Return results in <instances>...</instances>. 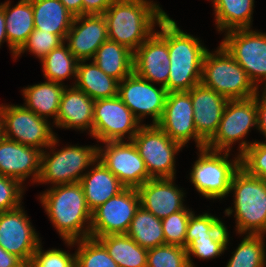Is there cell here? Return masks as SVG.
<instances>
[{
    "mask_svg": "<svg viewBox=\"0 0 266 267\" xmlns=\"http://www.w3.org/2000/svg\"><path fill=\"white\" fill-rule=\"evenodd\" d=\"M167 13L150 0H114L103 14L108 40L135 52Z\"/></svg>",
    "mask_w": 266,
    "mask_h": 267,
    "instance_id": "1",
    "label": "cell"
},
{
    "mask_svg": "<svg viewBox=\"0 0 266 267\" xmlns=\"http://www.w3.org/2000/svg\"><path fill=\"white\" fill-rule=\"evenodd\" d=\"M39 198L64 241L90 237L92 212L87 206L80 182L52 186Z\"/></svg>",
    "mask_w": 266,
    "mask_h": 267,
    "instance_id": "2",
    "label": "cell"
},
{
    "mask_svg": "<svg viewBox=\"0 0 266 267\" xmlns=\"http://www.w3.org/2000/svg\"><path fill=\"white\" fill-rule=\"evenodd\" d=\"M167 46L170 57L168 92L190 91L201 83L203 58L208 50L199 38L185 33L167 15Z\"/></svg>",
    "mask_w": 266,
    "mask_h": 267,
    "instance_id": "3",
    "label": "cell"
},
{
    "mask_svg": "<svg viewBox=\"0 0 266 267\" xmlns=\"http://www.w3.org/2000/svg\"><path fill=\"white\" fill-rule=\"evenodd\" d=\"M234 192V210L225 209V215L234 213L238 234L265 235L266 182L239 168L233 175L230 192Z\"/></svg>",
    "mask_w": 266,
    "mask_h": 267,
    "instance_id": "4",
    "label": "cell"
},
{
    "mask_svg": "<svg viewBox=\"0 0 266 267\" xmlns=\"http://www.w3.org/2000/svg\"><path fill=\"white\" fill-rule=\"evenodd\" d=\"M201 84L228 100L251 98L258 90L248 78L246 71L221 44L215 53L206 51Z\"/></svg>",
    "mask_w": 266,
    "mask_h": 267,
    "instance_id": "5",
    "label": "cell"
},
{
    "mask_svg": "<svg viewBox=\"0 0 266 267\" xmlns=\"http://www.w3.org/2000/svg\"><path fill=\"white\" fill-rule=\"evenodd\" d=\"M57 138L47 147L52 148L50 153L46 149L41 153L37 182L51 183L53 186L80 182L85 174L83 171L97 161L98 146L69 145L56 152L54 147L59 142Z\"/></svg>",
    "mask_w": 266,
    "mask_h": 267,
    "instance_id": "6",
    "label": "cell"
},
{
    "mask_svg": "<svg viewBox=\"0 0 266 267\" xmlns=\"http://www.w3.org/2000/svg\"><path fill=\"white\" fill-rule=\"evenodd\" d=\"M198 159L190 172V181L208 199L224 198L230 193L231 180L240 168V155L228 160L230 152L200 148ZM223 153V154H222Z\"/></svg>",
    "mask_w": 266,
    "mask_h": 267,
    "instance_id": "7",
    "label": "cell"
},
{
    "mask_svg": "<svg viewBox=\"0 0 266 267\" xmlns=\"http://www.w3.org/2000/svg\"><path fill=\"white\" fill-rule=\"evenodd\" d=\"M251 127L257 128L256 95L247 99L228 100L218 130L205 147L230 152L233 143L241 140L238 153L241 155L253 143L242 140Z\"/></svg>",
    "mask_w": 266,
    "mask_h": 267,
    "instance_id": "8",
    "label": "cell"
},
{
    "mask_svg": "<svg viewBox=\"0 0 266 267\" xmlns=\"http://www.w3.org/2000/svg\"><path fill=\"white\" fill-rule=\"evenodd\" d=\"M132 142L152 179L175 178V155L183 147L157 124H141Z\"/></svg>",
    "mask_w": 266,
    "mask_h": 267,
    "instance_id": "9",
    "label": "cell"
},
{
    "mask_svg": "<svg viewBox=\"0 0 266 267\" xmlns=\"http://www.w3.org/2000/svg\"><path fill=\"white\" fill-rule=\"evenodd\" d=\"M221 45L246 71L254 86L264 82L266 89V33L245 29L226 32Z\"/></svg>",
    "mask_w": 266,
    "mask_h": 267,
    "instance_id": "10",
    "label": "cell"
},
{
    "mask_svg": "<svg viewBox=\"0 0 266 267\" xmlns=\"http://www.w3.org/2000/svg\"><path fill=\"white\" fill-rule=\"evenodd\" d=\"M4 137L44 151L54 140L47 119L39 117L24 105H0Z\"/></svg>",
    "mask_w": 266,
    "mask_h": 267,
    "instance_id": "11",
    "label": "cell"
},
{
    "mask_svg": "<svg viewBox=\"0 0 266 267\" xmlns=\"http://www.w3.org/2000/svg\"><path fill=\"white\" fill-rule=\"evenodd\" d=\"M139 207L137 189L125 188L92 211L90 237L126 234Z\"/></svg>",
    "mask_w": 266,
    "mask_h": 267,
    "instance_id": "12",
    "label": "cell"
},
{
    "mask_svg": "<svg viewBox=\"0 0 266 267\" xmlns=\"http://www.w3.org/2000/svg\"><path fill=\"white\" fill-rule=\"evenodd\" d=\"M117 95L94 101L92 137L102 141L129 140L138 132L141 124Z\"/></svg>",
    "mask_w": 266,
    "mask_h": 267,
    "instance_id": "13",
    "label": "cell"
},
{
    "mask_svg": "<svg viewBox=\"0 0 266 267\" xmlns=\"http://www.w3.org/2000/svg\"><path fill=\"white\" fill-rule=\"evenodd\" d=\"M106 141L98 147V159L120 180L126 188H138L149 179L145 162L132 142Z\"/></svg>",
    "mask_w": 266,
    "mask_h": 267,
    "instance_id": "14",
    "label": "cell"
},
{
    "mask_svg": "<svg viewBox=\"0 0 266 267\" xmlns=\"http://www.w3.org/2000/svg\"><path fill=\"white\" fill-rule=\"evenodd\" d=\"M168 91L137 76L134 72L118 83V96L141 123L145 116H151L157 124L163 114Z\"/></svg>",
    "mask_w": 266,
    "mask_h": 267,
    "instance_id": "15",
    "label": "cell"
},
{
    "mask_svg": "<svg viewBox=\"0 0 266 267\" xmlns=\"http://www.w3.org/2000/svg\"><path fill=\"white\" fill-rule=\"evenodd\" d=\"M155 31L135 52L133 72L149 82L167 86L170 57L167 46V15L157 24Z\"/></svg>",
    "mask_w": 266,
    "mask_h": 267,
    "instance_id": "16",
    "label": "cell"
},
{
    "mask_svg": "<svg viewBox=\"0 0 266 267\" xmlns=\"http://www.w3.org/2000/svg\"><path fill=\"white\" fill-rule=\"evenodd\" d=\"M41 243L22 206L0 212V246L29 265Z\"/></svg>",
    "mask_w": 266,
    "mask_h": 267,
    "instance_id": "17",
    "label": "cell"
},
{
    "mask_svg": "<svg viewBox=\"0 0 266 267\" xmlns=\"http://www.w3.org/2000/svg\"><path fill=\"white\" fill-rule=\"evenodd\" d=\"M191 95L187 91L168 92L162 117L157 125L175 142L184 147L194 139L198 149L206 143L197 135Z\"/></svg>",
    "mask_w": 266,
    "mask_h": 267,
    "instance_id": "18",
    "label": "cell"
},
{
    "mask_svg": "<svg viewBox=\"0 0 266 267\" xmlns=\"http://www.w3.org/2000/svg\"><path fill=\"white\" fill-rule=\"evenodd\" d=\"M107 40V23L103 15L74 17L65 38L69 51L78 61L93 59L97 49Z\"/></svg>",
    "mask_w": 266,
    "mask_h": 267,
    "instance_id": "19",
    "label": "cell"
},
{
    "mask_svg": "<svg viewBox=\"0 0 266 267\" xmlns=\"http://www.w3.org/2000/svg\"><path fill=\"white\" fill-rule=\"evenodd\" d=\"M42 151L3 137L0 140V174L15 178L23 184L32 176L37 183Z\"/></svg>",
    "mask_w": 266,
    "mask_h": 267,
    "instance_id": "20",
    "label": "cell"
},
{
    "mask_svg": "<svg viewBox=\"0 0 266 267\" xmlns=\"http://www.w3.org/2000/svg\"><path fill=\"white\" fill-rule=\"evenodd\" d=\"M197 135L207 144L218 130L227 98L201 83L190 91Z\"/></svg>",
    "mask_w": 266,
    "mask_h": 267,
    "instance_id": "21",
    "label": "cell"
},
{
    "mask_svg": "<svg viewBox=\"0 0 266 267\" xmlns=\"http://www.w3.org/2000/svg\"><path fill=\"white\" fill-rule=\"evenodd\" d=\"M173 181L174 178L149 179L139 186L140 206L161 220L183 210L185 193Z\"/></svg>",
    "mask_w": 266,
    "mask_h": 267,
    "instance_id": "22",
    "label": "cell"
},
{
    "mask_svg": "<svg viewBox=\"0 0 266 267\" xmlns=\"http://www.w3.org/2000/svg\"><path fill=\"white\" fill-rule=\"evenodd\" d=\"M93 118L94 100L74 85L65 87L54 125L63 129H87L92 136Z\"/></svg>",
    "mask_w": 266,
    "mask_h": 267,
    "instance_id": "23",
    "label": "cell"
},
{
    "mask_svg": "<svg viewBox=\"0 0 266 267\" xmlns=\"http://www.w3.org/2000/svg\"><path fill=\"white\" fill-rule=\"evenodd\" d=\"M95 164L80 180L91 212L126 188L99 159Z\"/></svg>",
    "mask_w": 266,
    "mask_h": 267,
    "instance_id": "24",
    "label": "cell"
},
{
    "mask_svg": "<svg viewBox=\"0 0 266 267\" xmlns=\"http://www.w3.org/2000/svg\"><path fill=\"white\" fill-rule=\"evenodd\" d=\"M0 6L4 10L6 21V34L8 39V47L13 57L16 52L26 42L28 36L33 32L34 15L31 0H20L11 7V2L6 1Z\"/></svg>",
    "mask_w": 266,
    "mask_h": 267,
    "instance_id": "25",
    "label": "cell"
},
{
    "mask_svg": "<svg viewBox=\"0 0 266 267\" xmlns=\"http://www.w3.org/2000/svg\"><path fill=\"white\" fill-rule=\"evenodd\" d=\"M31 2L34 28L59 35L65 40L75 16L60 0H31Z\"/></svg>",
    "mask_w": 266,
    "mask_h": 267,
    "instance_id": "26",
    "label": "cell"
},
{
    "mask_svg": "<svg viewBox=\"0 0 266 267\" xmlns=\"http://www.w3.org/2000/svg\"><path fill=\"white\" fill-rule=\"evenodd\" d=\"M65 87V85L59 82L48 80L43 83L30 85L22 90L23 97L25 98L24 106L44 119L53 116L52 118L55 123Z\"/></svg>",
    "mask_w": 266,
    "mask_h": 267,
    "instance_id": "27",
    "label": "cell"
},
{
    "mask_svg": "<svg viewBox=\"0 0 266 267\" xmlns=\"http://www.w3.org/2000/svg\"><path fill=\"white\" fill-rule=\"evenodd\" d=\"M78 61L74 86L84 91L94 101L118 95V81L105 74L93 61Z\"/></svg>",
    "mask_w": 266,
    "mask_h": 267,
    "instance_id": "28",
    "label": "cell"
},
{
    "mask_svg": "<svg viewBox=\"0 0 266 267\" xmlns=\"http://www.w3.org/2000/svg\"><path fill=\"white\" fill-rule=\"evenodd\" d=\"M93 62L118 82L133 73L134 52L124 45L107 40L96 51Z\"/></svg>",
    "mask_w": 266,
    "mask_h": 267,
    "instance_id": "29",
    "label": "cell"
},
{
    "mask_svg": "<svg viewBox=\"0 0 266 267\" xmlns=\"http://www.w3.org/2000/svg\"><path fill=\"white\" fill-rule=\"evenodd\" d=\"M218 31L251 29L254 0H211Z\"/></svg>",
    "mask_w": 266,
    "mask_h": 267,
    "instance_id": "30",
    "label": "cell"
},
{
    "mask_svg": "<svg viewBox=\"0 0 266 267\" xmlns=\"http://www.w3.org/2000/svg\"><path fill=\"white\" fill-rule=\"evenodd\" d=\"M119 267H146L148 250L139 246L127 234L97 238Z\"/></svg>",
    "mask_w": 266,
    "mask_h": 267,
    "instance_id": "31",
    "label": "cell"
},
{
    "mask_svg": "<svg viewBox=\"0 0 266 267\" xmlns=\"http://www.w3.org/2000/svg\"><path fill=\"white\" fill-rule=\"evenodd\" d=\"M126 234L147 250L165 244L161 219L142 206L136 211Z\"/></svg>",
    "mask_w": 266,
    "mask_h": 267,
    "instance_id": "32",
    "label": "cell"
},
{
    "mask_svg": "<svg viewBox=\"0 0 266 267\" xmlns=\"http://www.w3.org/2000/svg\"><path fill=\"white\" fill-rule=\"evenodd\" d=\"M65 45L64 42L41 60L43 75L48 81L64 84L63 80L76 77L78 60Z\"/></svg>",
    "mask_w": 266,
    "mask_h": 267,
    "instance_id": "33",
    "label": "cell"
},
{
    "mask_svg": "<svg viewBox=\"0 0 266 267\" xmlns=\"http://www.w3.org/2000/svg\"><path fill=\"white\" fill-rule=\"evenodd\" d=\"M65 243L68 246H74L76 243L78 245L75 252V267H119L98 239L88 237Z\"/></svg>",
    "mask_w": 266,
    "mask_h": 267,
    "instance_id": "34",
    "label": "cell"
},
{
    "mask_svg": "<svg viewBox=\"0 0 266 267\" xmlns=\"http://www.w3.org/2000/svg\"><path fill=\"white\" fill-rule=\"evenodd\" d=\"M264 235L247 234L229 259L226 267H265Z\"/></svg>",
    "mask_w": 266,
    "mask_h": 267,
    "instance_id": "35",
    "label": "cell"
},
{
    "mask_svg": "<svg viewBox=\"0 0 266 267\" xmlns=\"http://www.w3.org/2000/svg\"><path fill=\"white\" fill-rule=\"evenodd\" d=\"M229 240L228 230L224 233H208V236L192 240L185 247L190 267H195L191 259L192 255L206 260L219 257L227 249Z\"/></svg>",
    "mask_w": 266,
    "mask_h": 267,
    "instance_id": "36",
    "label": "cell"
},
{
    "mask_svg": "<svg viewBox=\"0 0 266 267\" xmlns=\"http://www.w3.org/2000/svg\"><path fill=\"white\" fill-rule=\"evenodd\" d=\"M146 267H190L185 247L163 244L148 250Z\"/></svg>",
    "mask_w": 266,
    "mask_h": 267,
    "instance_id": "37",
    "label": "cell"
},
{
    "mask_svg": "<svg viewBox=\"0 0 266 267\" xmlns=\"http://www.w3.org/2000/svg\"><path fill=\"white\" fill-rule=\"evenodd\" d=\"M64 42L65 40L59 35L34 29L23 46L16 52L14 58H17L25 51H29L42 60L47 54Z\"/></svg>",
    "mask_w": 266,
    "mask_h": 267,
    "instance_id": "38",
    "label": "cell"
},
{
    "mask_svg": "<svg viewBox=\"0 0 266 267\" xmlns=\"http://www.w3.org/2000/svg\"><path fill=\"white\" fill-rule=\"evenodd\" d=\"M192 210L186 207L161 220L165 244L185 247V237Z\"/></svg>",
    "mask_w": 266,
    "mask_h": 267,
    "instance_id": "39",
    "label": "cell"
},
{
    "mask_svg": "<svg viewBox=\"0 0 266 267\" xmlns=\"http://www.w3.org/2000/svg\"><path fill=\"white\" fill-rule=\"evenodd\" d=\"M226 230L227 228L224 223L216 216L208 213L195 216L192 213L188 221L185 247L194 239L208 236V233H224Z\"/></svg>",
    "mask_w": 266,
    "mask_h": 267,
    "instance_id": "40",
    "label": "cell"
},
{
    "mask_svg": "<svg viewBox=\"0 0 266 267\" xmlns=\"http://www.w3.org/2000/svg\"><path fill=\"white\" fill-rule=\"evenodd\" d=\"M240 167L266 182V142L254 141L240 155Z\"/></svg>",
    "mask_w": 266,
    "mask_h": 267,
    "instance_id": "41",
    "label": "cell"
},
{
    "mask_svg": "<svg viewBox=\"0 0 266 267\" xmlns=\"http://www.w3.org/2000/svg\"><path fill=\"white\" fill-rule=\"evenodd\" d=\"M27 267H75V254L60 249L44 251L40 243Z\"/></svg>",
    "mask_w": 266,
    "mask_h": 267,
    "instance_id": "42",
    "label": "cell"
},
{
    "mask_svg": "<svg viewBox=\"0 0 266 267\" xmlns=\"http://www.w3.org/2000/svg\"><path fill=\"white\" fill-rule=\"evenodd\" d=\"M24 186L15 178L0 174V212L10 211L21 206Z\"/></svg>",
    "mask_w": 266,
    "mask_h": 267,
    "instance_id": "43",
    "label": "cell"
},
{
    "mask_svg": "<svg viewBox=\"0 0 266 267\" xmlns=\"http://www.w3.org/2000/svg\"><path fill=\"white\" fill-rule=\"evenodd\" d=\"M262 89V95H259L258 90L256 92L257 129L266 137V89Z\"/></svg>",
    "mask_w": 266,
    "mask_h": 267,
    "instance_id": "44",
    "label": "cell"
},
{
    "mask_svg": "<svg viewBox=\"0 0 266 267\" xmlns=\"http://www.w3.org/2000/svg\"><path fill=\"white\" fill-rule=\"evenodd\" d=\"M83 15H103L114 0H82Z\"/></svg>",
    "mask_w": 266,
    "mask_h": 267,
    "instance_id": "45",
    "label": "cell"
},
{
    "mask_svg": "<svg viewBox=\"0 0 266 267\" xmlns=\"http://www.w3.org/2000/svg\"><path fill=\"white\" fill-rule=\"evenodd\" d=\"M0 267H27L16 255L8 253L0 246Z\"/></svg>",
    "mask_w": 266,
    "mask_h": 267,
    "instance_id": "46",
    "label": "cell"
},
{
    "mask_svg": "<svg viewBox=\"0 0 266 267\" xmlns=\"http://www.w3.org/2000/svg\"><path fill=\"white\" fill-rule=\"evenodd\" d=\"M60 2L75 17L83 15V1L82 0H60Z\"/></svg>",
    "mask_w": 266,
    "mask_h": 267,
    "instance_id": "47",
    "label": "cell"
},
{
    "mask_svg": "<svg viewBox=\"0 0 266 267\" xmlns=\"http://www.w3.org/2000/svg\"><path fill=\"white\" fill-rule=\"evenodd\" d=\"M4 41H7L8 43L4 10L0 6V46L2 45L1 43H4Z\"/></svg>",
    "mask_w": 266,
    "mask_h": 267,
    "instance_id": "48",
    "label": "cell"
},
{
    "mask_svg": "<svg viewBox=\"0 0 266 267\" xmlns=\"http://www.w3.org/2000/svg\"><path fill=\"white\" fill-rule=\"evenodd\" d=\"M4 137V134H3V122H2V117H1V114H0V140Z\"/></svg>",
    "mask_w": 266,
    "mask_h": 267,
    "instance_id": "49",
    "label": "cell"
}]
</instances>
